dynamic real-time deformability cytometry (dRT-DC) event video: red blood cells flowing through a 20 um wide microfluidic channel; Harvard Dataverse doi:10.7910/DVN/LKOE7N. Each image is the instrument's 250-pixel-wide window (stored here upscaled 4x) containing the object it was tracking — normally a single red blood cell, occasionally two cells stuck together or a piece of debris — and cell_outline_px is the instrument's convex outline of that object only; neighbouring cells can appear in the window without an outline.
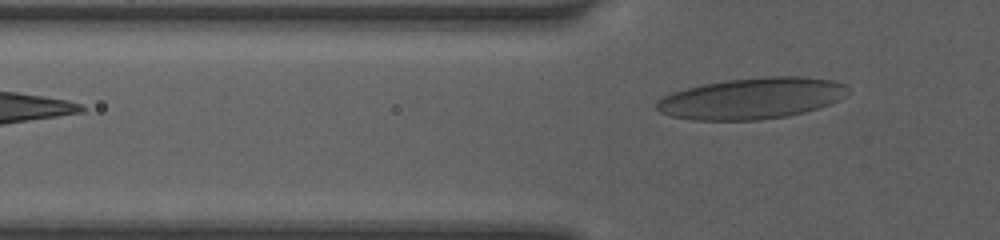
{"species": "human", "species_latin": "Homo sapiens", "temperature_condition": "room temperature", "stored_images_in_passage": 10, "segment_of_instrument_passage": [2, 2], "camera_frame_rate_fps": 3000, "um_per_image_px": 0.085, "donor": {"sex": "female"}, "frame": {"image": 1, "passage_image": 10, "time_ms": 3.0, "image_size_px": [1000, 240], "cell_outline_px": [[848, 92], [844, 96], [828, 104], [804, 112], [784, 116], [760, 120], [692, 120], [672, 116], [660, 112], [656, 108], [656, 100], [672, 92], [704, 84], [724, 80], [764, 76], [808, 76], [832, 80], [844, 84], [848, 88]], "centroid_in_image_um": [63.88, 8.35], "position_along_channel_um": 61.9, "area_um2": 45.89}}